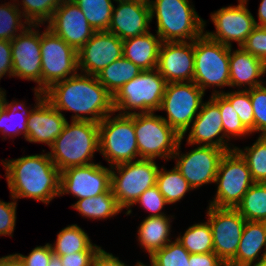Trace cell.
<instances>
[{
	"label": "cell",
	"mask_w": 266,
	"mask_h": 266,
	"mask_svg": "<svg viewBox=\"0 0 266 266\" xmlns=\"http://www.w3.org/2000/svg\"><path fill=\"white\" fill-rule=\"evenodd\" d=\"M1 266H25L21 258L15 254L0 257Z\"/></svg>",
	"instance_id": "obj_51"
},
{
	"label": "cell",
	"mask_w": 266,
	"mask_h": 266,
	"mask_svg": "<svg viewBox=\"0 0 266 266\" xmlns=\"http://www.w3.org/2000/svg\"><path fill=\"white\" fill-rule=\"evenodd\" d=\"M48 266H62L60 256L53 253L49 260Z\"/></svg>",
	"instance_id": "obj_54"
},
{
	"label": "cell",
	"mask_w": 266,
	"mask_h": 266,
	"mask_svg": "<svg viewBox=\"0 0 266 266\" xmlns=\"http://www.w3.org/2000/svg\"><path fill=\"white\" fill-rule=\"evenodd\" d=\"M11 1L0 4V40L11 41L31 25L17 7L15 0Z\"/></svg>",
	"instance_id": "obj_37"
},
{
	"label": "cell",
	"mask_w": 266,
	"mask_h": 266,
	"mask_svg": "<svg viewBox=\"0 0 266 266\" xmlns=\"http://www.w3.org/2000/svg\"><path fill=\"white\" fill-rule=\"evenodd\" d=\"M191 266H227L214 252L190 254Z\"/></svg>",
	"instance_id": "obj_49"
},
{
	"label": "cell",
	"mask_w": 266,
	"mask_h": 266,
	"mask_svg": "<svg viewBox=\"0 0 266 266\" xmlns=\"http://www.w3.org/2000/svg\"><path fill=\"white\" fill-rule=\"evenodd\" d=\"M118 5H117V4ZM107 32L121 40L136 37L150 31V4L137 0H116Z\"/></svg>",
	"instance_id": "obj_23"
},
{
	"label": "cell",
	"mask_w": 266,
	"mask_h": 266,
	"mask_svg": "<svg viewBox=\"0 0 266 266\" xmlns=\"http://www.w3.org/2000/svg\"><path fill=\"white\" fill-rule=\"evenodd\" d=\"M137 1H141V2H144V3H149L151 0H137Z\"/></svg>",
	"instance_id": "obj_57"
},
{
	"label": "cell",
	"mask_w": 266,
	"mask_h": 266,
	"mask_svg": "<svg viewBox=\"0 0 266 266\" xmlns=\"http://www.w3.org/2000/svg\"><path fill=\"white\" fill-rule=\"evenodd\" d=\"M137 204H140L139 206L146 210V212L149 211V214L147 215L148 217L166 216L167 214H165L162 210L165 209L166 205H169L156 185L148 188L139 196L136 202L126 212H124L126 216H130V214H132L131 208Z\"/></svg>",
	"instance_id": "obj_42"
},
{
	"label": "cell",
	"mask_w": 266,
	"mask_h": 266,
	"mask_svg": "<svg viewBox=\"0 0 266 266\" xmlns=\"http://www.w3.org/2000/svg\"><path fill=\"white\" fill-rule=\"evenodd\" d=\"M254 183L248 165L240 153L236 149L226 151L215 179V196L208 204L220 208H236Z\"/></svg>",
	"instance_id": "obj_10"
},
{
	"label": "cell",
	"mask_w": 266,
	"mask_h": 266,
	"mask_svg": "<svg viewBox=\"0 0 266 266\" xmlns=\"http://www.w3.org/2000/svg\"><path fill=\"white\" fill-rule=\"evenodd\" d=\"M88 234L77 224L67 225L57 233L56 241L50 244L53 253L59 256L86 251L93 243Z\"/></svg>",
	"instance_id": "obj_32"
},
{
	"label": "cell",
	"mask_w": 266,
	"mask_h": 266,
	"mask_svg": "<svg viewBox=\"0 0 266 266\" xmlns=\"http://www.w3.org/2000/svg\"><path fill=\"white\" fill-rule=\"evenodd\" d=\"M179 243L190 253H210L214 252L212 231L208 220L194 223L176 236Z\"/></svg>",
	"instance_id": "obj_33"
},
{
	"label": "cell",
	"mask_w": 266,
	"mask_h": 266,
	"mask_svg": "<svg viewBox=\"0 0 266 266\" xmlns=\"http://www.w3.org/2000/svg\"><path fill=\"white\" fill-rule=\"evenodd\" d=\"M16 254L21 258L25 266H48L53 250L48 242L45 245L36 246L27 256L20 253Z\"/></svg>",
	"instance_id": "obj_46"
},
{
	"label": "cell",
	"mask_w": 266,
	"mask_h": 266,
	"mask_svg": "<svg viewBox=\"0 0 266 266\" xmlns=\"http://www.w3.org/2000/svg\"><path fill=\"white\" fill-rule=\"evenodd\" d=\"M159 168L154 159H139L111 167V191L123 211L156 185Z\"/></svg>",
	"instance_id": "obj_8"
},
{
	"label": "cell",
	"mask_w": 266,
	"mask_h": 266,
	"mask_svg": "<svg viewBox=\"0 0 266 266\" xmlns=\"http://www.w3.org/2000/svg\"><path fill=\"white\" fill-rule=\"evenodd\" d=\"M156 186L169 205L181 202L186 193L193 191L175 166L170 170H167L164 165L159 168Z\"/></svg>",
	"instance_id": "obj_31"
},
{
	"label": "cell",
	"mask_w": 266,
	"mask_h": 266,
	"mask_svg": "<svg viewBox=\"0 0 266 266\" xmlns=\"http://www.w3.org/2000/svg\"><path fill=\"white\" fill-rule=\"evenodd\" d=\"M111 190V167L93 163L67 168L60 172V194L77 198L95 197Z\"/></svg>",
	"instance_id": "obj_17"
},
{
	"label": "cell",
	"mask_w": 266,
	"mask_h": 266,
	"mask_svg": "<svg viewBox=\"0 0 266 266\" xmlns=\"http://www.w3.org/2000/svg\"><path fill=\"white\" fill-rule=\"evenodd\" d=\"M265 255L266 222L246 221L236 255L227 266H253Z\"/></svg>",
	"instance_id": "obj_25"
},
{
	"label": "cell",
	"mask_w": 266,
	"mask_h": 266,
	"mask_svg": "<svg viewBox=\"0 0 266 266\" xmlns=\"http://www.w3.org/2000/svg\"><path fill=\"white\" fill-rule=\"evenodd\" d=\"M101 247L93 243L86 251L62 255V266H92L94 256Z\"/></svg>",
	"instance_id": "obj_47"
},
{
	"label": "cell",
	"mask_w": 266,
	"mask_h": 266,
	"mask_svg": "<svg viewBox=\"0 0 266 266\" xmlns=\"http://www.w3.org/2000/svg\"><path fill=\"white\" fill-rule=\"evenodd\" d=\"M174 215L146 217L138 226V245L149 254V257L172 241L171 233Z\"/></svg>",
	"instance_id": "obj_27"
},
{
	"label": "cell",
	"mask_w": 266,
	"mask_h": 266,
	"mask_svg": "<svg viewBox=\"0 0 266 266\" xmlns=\"http://www.w3.org/2000/svg\"><path fill=\"white\" fill-rule=\"evenodd\" d=\"M210 98L219 106L222 116L224 136L229 141L234 138L237 140V138L243 139L252 135V133L242 124L231 103L222 94L210 95Z\"/></svg>",
	"instance_id": "obj_38"
},
{
	"label": "cell",
	"mask_w": 266,
	"mask_h": 266,
	"mask_svg": "<svg viewBox=\"0 0 266 266\" xmlns=\"http://www.w3.org/2000/svg\"><path fill=\"white\" fill-rule=\"evenodd\" d=\"M12 51L9 40H0V80L3 76L12 78Z\"/></svg>",
	"instance_id": "obj_48"
},
{
	"label": "cell",
	"mask_w": 266,
	"mask_h": 266,
	"mask_svg": "<svg viewBox=\"0 0 266 266\" xmlns=\"http://www.w3.org/2000/svg\"><path fill=\"white\" fill-rule=\"evenodd\" d=\"M222 95L231 103L242 124L254 134V111L250 100L249 90H233Z\"/></svg>",
	"instance_id": "obj_41"
},
{
	"label": "cell",
	"mask_w": 266,
	"mask_h": 266,
	"mask_svg": "<svg viewBox=\"0 0 266 266\" xmlns=\"http://www.w3.org/2000/svg\"><path fill=\"white\" fill-rule=\"evenodd\" d=\"M99 127L96 122L67 121L62 133L49 147V157L59 171L93 164L99 152Z\"/></svg>",
	"instance_id": "obj_3"
},
{
	"label": "cell",
	"mask_w": 266,
	"mask_h": 266,
	"mask_svg": "<svg viewBox=\"0 0 266 266\" xmlns=\"http://www.w3.org/2000/svg\"><path fill=\"white\" fill-rule=\"evenodd\" d=\"M204 95L193 81L167 83L158 111H165L167 118H162L182 136L198 115Z\"/></svg>",
	"instance_id": "obj_11"
},
{
	"label": "cell",
	"mask_w": 266,
	"mask_h": 266,
	"mask_svg": "<svg viewBox=\"0 0 266 266\" xmlns=\"http://www.w3.org/2000/svg\"><path fill=\"white\" fill-rule=\"evenodd\" d=\"M134 129L140 159L171 160L181 136L162 115L154 112L134 114Z\"/></svg>",
	"instance_id": "obj_9"
},
{
	"label": "cell",
	"mask_w": 266,
	"mask_h": 266,
	"mask_svg": "<svg viewBox=\"0 0 266 266\" xmlns=\"http://www.w3.org/2000/svg\"><path fill=\"white\" fill-rule=\"evenodd\" d=\"M10 195L16 200L30 198L48 205L60 197V171L48 152L3 159Z\"/></svg>",
	"instance_id": "obj_2"
},
{
	"label": "cell",
	"mask_w": 266,
	"mask_h": 266,
	"mask_svg": "<svg viewBox=\"0 0 266 266\" xmlns=\"http://www.w3.org/2000/svg\"><path fill=\"white\" fill-rule=\"evenodd\" d=\"M78 72L96 76L123 56V40L107 31L95 32L77 52Z\"/></svg>",
	"instance_id": "obj_19"
},
{
	"label": "cell",
	"mask_w": 266,
	"mask_h": 266,
	"mask_svg": "<svg viewBox=\"0 0 266 266\" xmlns=\"http://www.w3.org/2000/svg\"><path fill=\"white\" fill-rule=\"evenodd\" d=\"M229 65L230 88L249 90L266 82L262 79L266 75L265 63L246 52L242 47H238L236 50L230 47Z\"/></svg>",
	"instance_id": "obj_24"
},
{
	"label": "cell",
	"mask_w": 266,
	"mask_h": 266,
	"mask_svg": "<svg viewBox=\"0 0 266 266\" xmlns=\"http://www.w3.org/2000/svg\"><path fill=\"white\" fill-rule=\"evenodd\" d=\"M229 58V46L214 41L203 33L194 40L193 82L204 93L212 88L211 95L222 94L224 87H230Z\"/></svg>",
	"instance_id": "obj_5"
},
{
	"label": "cell",
	"mask_w": 266,
	"mask_h": 266,
	"mask_svg": "<svg viewBox=\"0 0 266 266\" xmlns=\"http://www.w3.org/2000/svg\"><path fill=\"white\" fill-rule=\"evenodd\" d=\"M41 32L42 92L78 73L77 51L47 26Z\"/></svg>",
	"instance_id": "obj_12"
},
{
	"label": "cell",
	"mask_w": 266,
	"mask_h": 266,
	"mask_svg": "<svg viewBox=\"0 0 266 266\" xmlns=\"http://www.w3.org/2000/svg\"><path fill=\"white\" fill-rule=\"evenodd\" d=\"M45 26L77 52L95 33L81 9L72 0H62Z\"/></svg>",
	"instance_id": "obj_20"
},
{
	"label": "cell",
	"mask_w": 266,
	"mask_h": 266,
	"mask_svg": "<svg viewBox=\"0 0 266 266\" xmlns=\"http://www.w3.org/2000/svg\"><path fill=\"white\" fill-rule=\"evenodd\" d=\"M136 266H156L153 262L150 261V264L146 265L141 261L136 262Z\"/></svg>",
	"instance_id": "obj_56"
},
{
	"label": "cell",
	"mask_w": 266,
	"mask_h": 266,
	"mask_svg": "<svg viewBox=\"0 0 266 266\" xmlns=\"http://www.w3.org/2000/svg\"><path fill=\"white\" fill-rule=\"evenodd\" d=\"M98 127L99 154L103 155L110 167L140 159L134 114L111 113L98 123Z\"/></svg>",
	"instance_id": "obj_7"
},
{
	"label": "cell",
	"mask_w": 266,
	"mask_h": 266,
	"mask_svg": "<svg viewBox=\"0 0 266 266\" xmlns=\"http://www.w3.org/2000/svg\"><path fill=\"white\" fill-rule=\"evenodd\" d=\"M15 2L30 24L44 25L52 19L54 11L62 0H15Z\"/></svg>",
	"instance_id": "obj_39"
},
{
	"label": "cell",
	"mask_w": 266,
	"mask_h": 266,
	"mask_svg": "<svg viewBox=\"0 0 266 266\" xmlns=\"http://www.w3.org/2000/svg\"><path fill=\"white\" fill-rule=\"evenodd\" d=\"M241 47L266 63V27L256 26Z\"/></svg>",
	"instance_id": "obj_44"
},
{
	"label": "cell",
	"mask_w": 266,
	"mask_h": 266,
	"mask_svg": "<svg viewBox=\"0 0 266 266\" xmlns=\"http://www.w3.org/2000/svg\"><path fill=\"white\" fill-rule=\"evenodd\" d=\"M33 108L26 106L25 100L24 102L23 100L7 102L0 115V134L3 136V140L13 139V137H19V135H22L24 139L26 138L27 121Z\"/></svg>",
	"instance_id": "obj_28"
},
{
	"label": "cell",
	"mask_w": 266,
	"mask_h": 266,
	"mask_svg": "<svg viewBox=\"0 0 266 266\" xmlns=\"http://www.w3.org/2000/svg\"><path fill=\"white\" fill-rule=\"evenodd\" d=\"M207 207L214 253L228 264L236 255L246 220L236 208Z\"/></svg>",
	"instance_id": "obj_15"
},
{
	"label": "cell",
	"mask_w": 266,
	"mask_h": 266,
	"mask_svg": "<svg viewBox=\"0 0 266 266\" xmlns=\"http://www.w3.org/2000/svg\"><path fill=\"white\" fill-rule=\"evenodd\" d=\"M186 136V144L193 148L194 145L213 146L230 151L236 147L224 136L219 106L211 98L203 102L198 115L181 137L184 139Z\"/></svg>",
	"instance_id": "obj_18"
},
{
	"label": "cell",
	"mask_w": 266,
	"mask_h": 266,
	"mask_svg": "<svg viewBox=\"0 0 266 266\" xmlns=\"http://www.w3.org/2000/svg\"><path fill=\"white\" fill-rule=\"evenodd\" d=\"M6 90L2 89V87L0 88V115L3 112V110L5 109V106L8 102L7 98H6Z\"/></svg>",
	"instance_id": "obj_53"
},
{
	"label": "cell",
	"mask_w": 266,
	"mask_h": 266,
	"mask_svg": "<svg viewBox=\"0 0 266 266\" xmlns=\"http://www.w3.org/2000/svg\"><path fill=\"white\" fill-rule=\"evenodd\" d=\"M166 85L157 69L143 70L113 95L114 111L124 115L156 112L160 109Z\"/></svg>",
	"instance_id": "obj_6"
},
{
	"label": "cell",
	"mask_w": 266,
	"mask_h": 266,
	"mask_svg": "<svg viewBox=\"0 0 266 266\" xmlns=\"http://www.w3.org/2000/svg\"><path fill=\"white\" fill-rule=\"evenodd\" d=\"M34 96L36 102L28 117L25 140L34 144H46L50 147L62 133L68 120L44 98V92L34 91Z\"/></svg>",
	"instance_id": "obj_21"
},
{
	"label": "cell",
	"mask_w": 266,
	"mask_h": 266,
	"mask_svg": "<svg viewBox=\"0 0 266 266\" xmlns=\"http://www.w3.org/2000/svg\"><path fill=\"white\" fill-rule=\"evenodd\" d=\"M194 65V40L162 42L156 69L167 83L193 81Z\"/></svg>",
	"instance_id": "obj_22"
},
{
	"label": "cell",
	"mask_w": 266,
	"mask_h": 266,
	"mask_svg": "<svg viewBox=\"0 0 266 266\" xmlns=\"http://www.w3.org/2000/svg\"><path fill=\"white\" fill-rule=\"evenodd\" d=\"M180 138L176 151L171 160L175 161V168L182 174L183 178L189 185L195 189H199L203 185L215 184L216 175L220 161L226 150L213 146H198L189 152L182 153Z\"/></svg>",
	"instance_id": "obj_13"
},
{
	"label": "cell",
	"mask_w": 266,
	"mask_h": 266,
	"mask_svg": "<svg viewBox=\"0 0 266 266\" xmlns=\"http://www.w3.org/2000/svg\"><path fill=\"white\" fill-rule=\"evenodd\" d=\"M191 0H151V20L162 42L193 41L204 33L206 22Z\"/></svg>",
	"instance_id": "obj_4"
},
{
	"label": "cell",
	"mask_w": 266,
	"mask_h": 266,
	"mask_svg": "<svg viewBox=\"0 0 266 266\" xmlns=\"http://www.w3.org/2000/svg\"><path fill=\"white\" fill-rule=\"evenodd\" d=\"M249 95L254 111V133L266 136V82L249 89Z\"/></svg>",
	"instance_id": "obj_43"
},
{
	"label": "cell",
	"mask_w": 266,
	"mask_h": 266,
	"mask_svg": "<svg viewBox=\"0 0 266 266\" xmlns=\"http://www.w3.org/2000/svg\"><path fill=\"white\" fill-rule=\"evenodd\" d=\"M174 239L154 252L149 257L150 261L156 266H191L189 262L190 253L176 238Z\"/></svg>",
	"instance_id": "obj_40"
},
{
	"label": "cell",
	"mask_w": 266,
	"mask_h": 266,
	"mask_svg": "<svg viewBox=\"0 0 266 266\" xmlns=\"http://www.w3.org/2000/svg\"><path fill=\"white\" fill-rule=\"evenodd\" d=\"M85 219L106 220L122 212L110 190L95 197L82 198L71 205Z\"/></svg>",
	"instance_id": "obj_29"
},
{
	"label": "cell",
	"mask_w": 266,
	"mask_h": 266,
	"mask_svg": "<svg viewBox=\"0 0 266 266\" xmlns=\"http://www.w3.org/2000/svg\"><path fill=\"white\" fill-rule=\"evenodd\" d=\"M249 1V0H246ZM258 21L255 19L256 26L266 27V0H261L257 13Z\"/></svg>",
	"instance_id": "obj_52"
},
{
	"label": "cell",
	"mask_w": 266,
	"mask_h": 266,
	"mask_svg": "<svg viewBox=\"0 0 266 266\" xmlns=\"http://www.w3.org/2000/svg\"><path fill=\"white\" fill-rule=\"evenodd\" d=\"M82 11L90 26L98 31H107L116 0H72Z\"/></svg>",
	"instance_id": "obj_35"
},
{
	"label": "cell",
	"mask_w": 266,
	"mask_h": 266,
	"mask_svg": "<svg viewBox=\"0 0 266 266\" xmlns=\"http://www.w3.org/2000/svg\"><path fill=\"white\" fill-rule=\"evenodd\" d=\"M245 159L255 183H266V136L257 137L251 146L235 147Z\"/></svg>",
	"instance_id": "obj_36"
},
{
	"label": "cell",
	"mask_w": 266,
	"mask_h": 266,
	"mask_svg": "<svg viewBox=\"0 0 266 266\" xmlns=\"http://www.w3.org/2000/svg\"><path fill=\"white\" fill-rule=\"evenodd\" d=\"M141 72L137 65L122 56L100 71L96 77L100 84L114 95Z\"/></svg>",
	"instance_id": "obj_30"
},
{
	"label": "cell",
	"mask_w": 266,
	"mask_h": 266,
	"mask_svg": "<svg viewBox=\"0 0 266 266\" xmlns=\"http://www.w3.org/2000/svg\"><path fill=\"white\" fill-rule=\"evenodd\" d=\"M44 98L62 114L72 112L74 121L101 122L114 113L113 95L103 87L96 76L77 73L51 85Z\"/></svg>",
	"instance_id": "obj_1"
},
{
	"label": "cell",
	"mask_w": 266,
	"mask_h": 266,
	"mask_svg": "<svg viewBox=\"0 0 266 266\" xmlns=\"http://www.w3.org/2000/svg\"><path fill=\"white\" fill-rule=\"evenodd\" d=\"M253 266H266V255L256 264Z\"/></svg>",
	"instance_id": "obj_55"
},
{
	"label": "cell",
	"mask_w": 266,
	"mask_h": 266,
	"mask_svg": "<svg viewBox=\"0 0 266 266\" xmlns=\"http://www.w3.org/2000/svg\"><path fill=\"white\" fill-rule=\"evenodd\" d=\"M92 266H130L121 261L119 257L105 251L102 247L95 254ZM136 266V264L134 265Z\"/></svg>",
	"instance_id": "obj_50"
},
{
	"label": "cell",
	"mask_w": 266,
	"mask_h": 266,
	"mask_svg": "<svg viewBox=\"0 0 266 266\" xmlns=\"http://www.w3.org/2000/svg\"><path fill=\"white\" fill-rule=\"evenodd\" d=\"M237 1V6L228 5L212 12L210 19L216 30H204L210 39L229 47H233V41L241 47L256 27L255 18L247 7L248 1Z\"/></svg>",
	"instance_id": "obj_14"
},
{
	"label": "cell",
	"mask_w": 266,
	"mask_h": 266,
	"mask_svg": "<svg viewBox=\"0 0 266 266\" xmlns=\"http://www.w3.org/2000/svg\"><path fill=\"white\" fill-rule=\"evenodd\" d=\"M42 25H29L11 40L12 77L33 81L38 85L34 91L42 92L41 32Z\"/></svg>",
	"instance_id": "obj_16"
},
{
	"label": "cell",
	"mask_w": 266,
	"mask_h": 266,
	"mask_svg": "<svg viewBox=\"0 0 266 266\" xmlns=\"http://www.w3.org/2000/svg\"><path fill=\"white\" fill-rule=\"evenodd\" d=\"M13 201L4 202L0 200V236L13 237V232L16 227V210L17 201L10 195Z\"/></svg>",
	"instance_id": "obj_45"
},
{
	"label": "cell",
	"mask_w": 266,
	"mask_h": 266,
	"mask_svg": "<svg viewBox=\"0 0 266 266\" xmlns=\"http://www.w3.org/2000/svg\"><path fill=\"white\" fill-rule=\"evenodd\" d=\"M161 38L151 31L123 40V56L142 71L157 68Z\"/></svg>",
	"instance_id": "obj_26"
},
{
	"label": "cell",
	"mask_w": 266,
	"mask_h": 266,
	"mask_svg": "<svg viewBox=\"0 0 266 266\" xmlns=\"http://www.w3.org/2000/svg\"><path fill=\"white\" fill-rule=\"evenodd\" d=\"M236 209L246 221L266 222V183H254Z\"/></svg>",
	"instance_id": "obj_34"
}]
</instances>
